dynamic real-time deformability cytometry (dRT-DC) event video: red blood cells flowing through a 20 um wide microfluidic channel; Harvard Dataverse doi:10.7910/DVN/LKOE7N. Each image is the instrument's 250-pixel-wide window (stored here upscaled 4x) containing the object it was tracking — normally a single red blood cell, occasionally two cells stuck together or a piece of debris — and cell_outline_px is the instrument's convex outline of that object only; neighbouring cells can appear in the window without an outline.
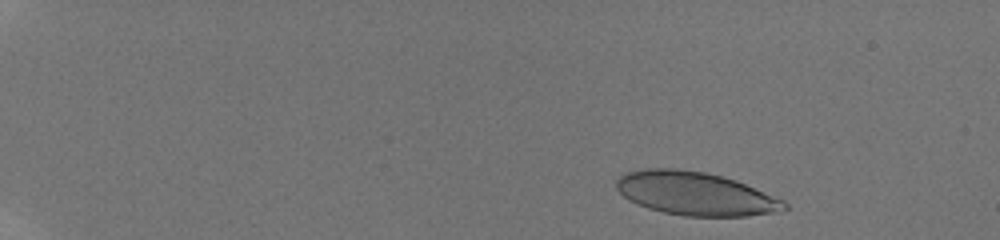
{"species": "human", "species_latin": "Homo sapiens", "temperature_condition": "room temperature", "stored_images_in_passage": 29, "camera_frame_rate_fps": 3000, "um_per_image_px": 0.085, "donor": {"sex": "male"}, "frame": {"image": 1, "passage_image": 4, "time_ms": 1.0, "image_size_px": [1000, 240], "cell_outline_px": [[788, 208], [780, 212], [748, 216], [684, 216], [664, 212], [648, 208], [628, 200], [616, 188], [616, 180], [620, 176], [628, 172], [644, 168], [676, 168], [704, 172], [736, 180], [784, 200], [788, 204]], "centroid_in_image_um": [59.13, 16.46], "position_along_channel_um": 25.9, "area_um2": 42.48}}
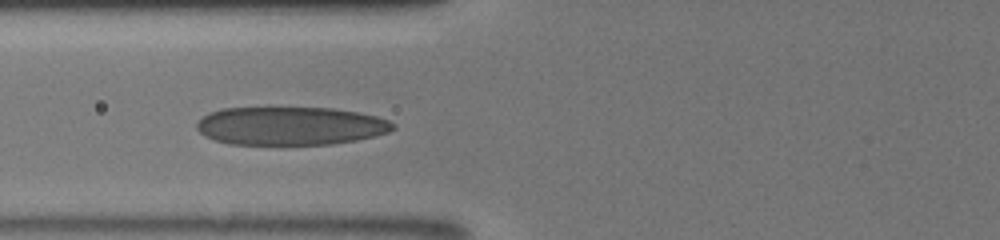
{"frame": {"image": 2, "passage_image": 17, "time_ms": 6.333, "image_size_px": [1000, 240], "cell_outline_px": [[396, 128], [388, 132], [356, 140], [332, 144], [228, 144], [204, 136], [196, 128], [196, 124], [208, 112], [220, 108], [268, 104], [332, 108], [356, 112], [376, 116], [388, 120], [396, 124]], "centroid_in_image_um": [24.62, 10.64], "position_along_channel_um": 101.2, "area_um2": 45.32}}
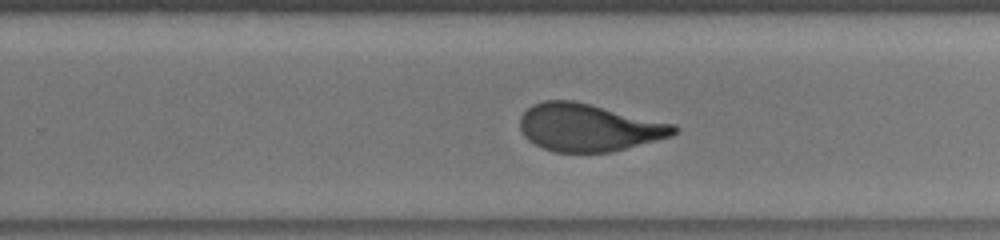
{"frame": {"image": 3, "passage_image": 28, "time_ms": 10.667, "image_size_px": [1000, 240], "cell_outline_px": [[680, 132], [672, 136], [612, 152], [556, 152], [544, 148], [528, 140], [524, 136], [520, 128], [520, 116], [532, 104], [544, 100], [572, 100], [592, 104], [676, 124], [680, 128]], "centroid_in_image_um": [50.08, 10.83], "position_along_channel_um": 279.7, "area_um2": 42.95}}